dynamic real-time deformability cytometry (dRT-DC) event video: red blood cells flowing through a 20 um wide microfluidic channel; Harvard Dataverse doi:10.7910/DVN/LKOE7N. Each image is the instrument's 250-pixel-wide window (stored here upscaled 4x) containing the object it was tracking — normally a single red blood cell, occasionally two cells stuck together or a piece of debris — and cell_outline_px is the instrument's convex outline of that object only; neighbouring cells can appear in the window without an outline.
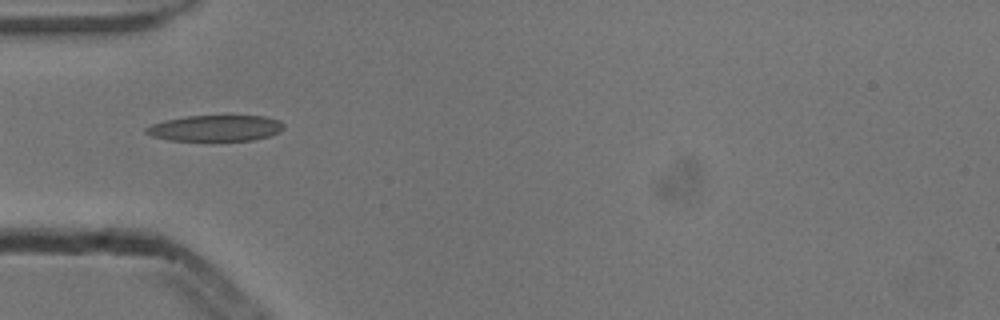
{"species": "common noctule bat (a hibernating species)", "species_latin": "Nyctalus noctula", "temperature_condition": "cold", "stored_images_in_passage": 37, "camera_frame_rate_fps": 3000, "um_per_image_px": 0.085, "animal": {"sex": "male", "body_mass_g": 13.3}, "frame": {"image": 1, "passage_image": 1, "time_ms": 0.0, "image_size_px": [1000, 320], "cell_outline_px": [[284, 128], [280, 132], [268, 136], [252, 140], [168, 140], [152, 136], [144, 132], [144, 128], [152, 124], [164, 120], [188, 116], [264, 116], [280, 120], [284, 124]], "centroid_in_image_um": [18.31, 10.89], "position_along_channel_um": 66.7, "area_um2": 20.81}}
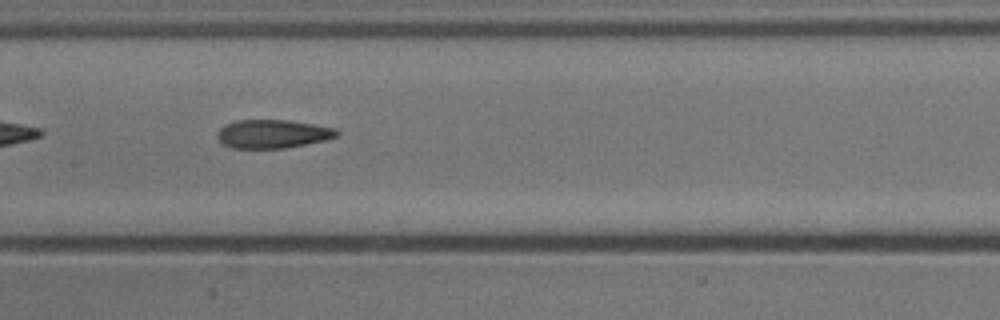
{"frame": {"image": 2, "passage_image": 10, "time_ms": 3.0, "image_size_px": [1000, 320], "cell_outline_px": [[340, 132], [336, 136], [328, 140], [284, 148], [232, 148], [224, 144], [216, 136], [216, 132], [224, 124], [236, 120], [288, 120], [336, 128]], "centroid_in_image_um": [23.17, 11.38], "position_along_channel_um": 184.2, "area_um2": 19.94}}
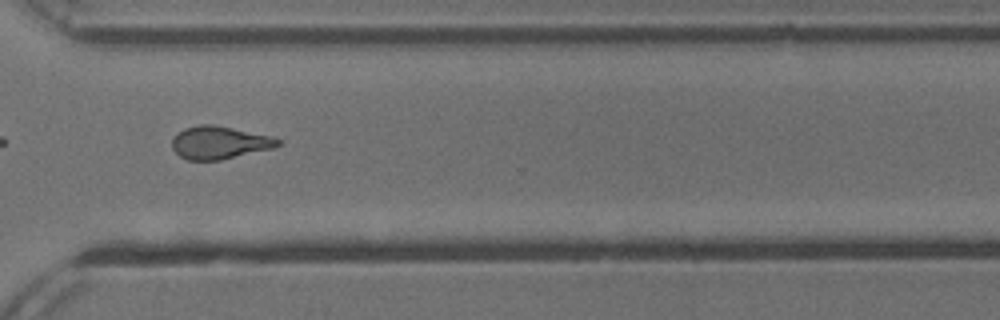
{"frame": {"image": 3, "passage_image": 23, "time_ms": 7.333, "image_size_px": [1000, 320], "cell_outline_px": [[284, 144], [272, 148], [220, 160], [188, 160], [180, 156], [172, 148], [172, 140], [184, 128], [200, 124], [212, 124], [272, 136], [280, 140]], "centroid_in_image_um": [18.67, 12.12], "position_along_channel_um": 351.9, "area_um2": 20.06}, "authors_computed_cell_mechanics": {"area_um2": 20.1144, "velocity_mm_per_s": 3.8851, "shape_relaxation_time_tau1_ms": 6.7758, "shape_relaxation_time_tau2_ms": 2.2196, "deformation_change_tau1": 0.1992, "deformation_change_tau2": 0.1109}}